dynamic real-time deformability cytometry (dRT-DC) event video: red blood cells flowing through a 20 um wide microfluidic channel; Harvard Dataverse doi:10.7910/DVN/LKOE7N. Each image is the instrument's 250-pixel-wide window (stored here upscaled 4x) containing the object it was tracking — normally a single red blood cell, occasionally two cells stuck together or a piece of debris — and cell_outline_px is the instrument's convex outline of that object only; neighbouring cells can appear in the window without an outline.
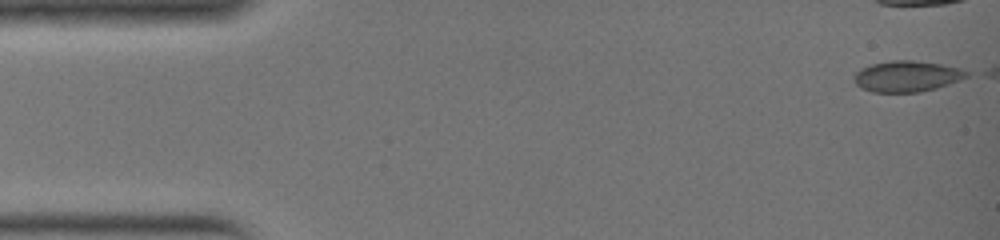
{"species": "common noctule bat (a hibernating species)", "species_latin": "Nyctalus noctula", "temperature_condition": "warm", "stored_images_in_passage": 29, "camera_frame_rate_fps": 3000, "um_per_image_px": 0.085, "animal": {"sex": "female", "body_mass_g": 19.0, "forearm_length_mm": 51.5}, "frame": {"image": 1, "passage_image": 1, "time_ms": 0.0, "image_size_px": [1000, 240], "cell_outline_px": [[972, 72], [968, 76], [960, 80], [936, 88], [920, 92], [872, 92], [856, 84], [856, 72], [860, 68], [872, 64], [892, 60], [912, 60], [940, 64], [960, 68]], "centroid_in_image_um": [77.13, 6.48], "position_along_channel_um": 7.9, "area_um2": 20.17}}